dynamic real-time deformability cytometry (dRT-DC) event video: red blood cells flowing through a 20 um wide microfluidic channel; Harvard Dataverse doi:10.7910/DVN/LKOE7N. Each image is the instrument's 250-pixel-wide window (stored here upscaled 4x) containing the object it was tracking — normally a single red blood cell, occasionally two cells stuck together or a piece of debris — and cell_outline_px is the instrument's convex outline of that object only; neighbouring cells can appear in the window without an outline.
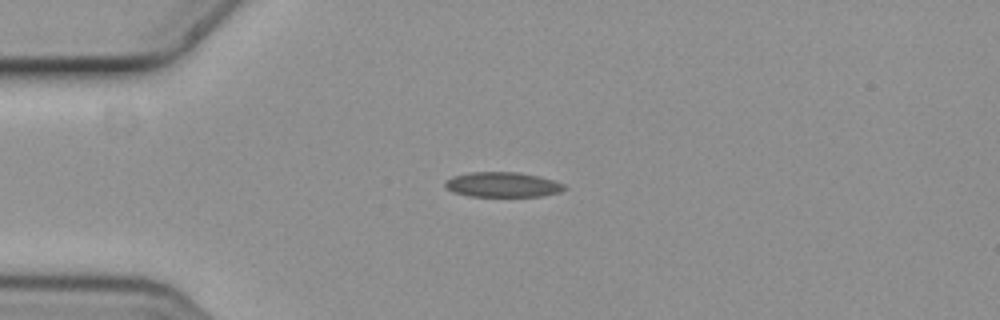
{"species": "common noctule bat (a hibernating species)", "species_latin": "Nyctalus noctula", "temperature_condition": "cold", "stored_images_in_passage": 7, "camera_frame_rate_fps": 3000, "um_per_image_px": 0.085, "animal": {"sex": "female", "body_mass_g": 19.3, "forearm_length_mm": 54.1}, "frame": {"image": 1, "passage_image": 4, "time_ms": 1.0, "image_size_px": [1000, 320], "cell_outline_px": [[568, 188], [560, 192], [544, 196], [468, 196], [452, 192], [444, 184], [444, 180], [452, 176], [468, 172], [520, 172], [552, 180], [564, 184]], "centroid_in_image_um": [42.7, 15.69], "position_along_channel_um": 42.3, "area_um2": 17.46}}
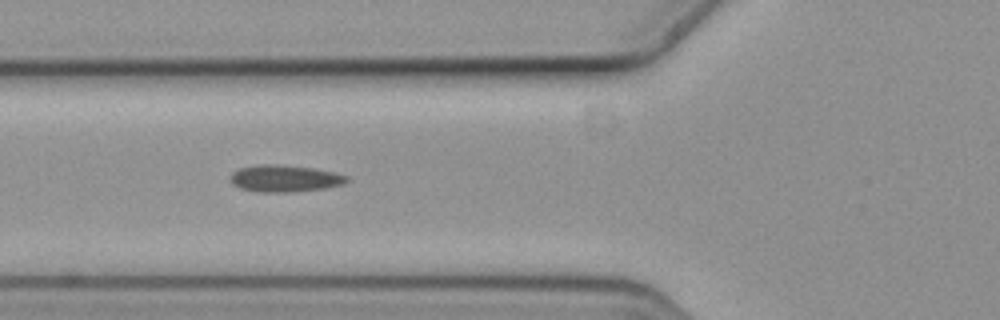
{"frame": {"image": 2, "passage_image": 6, "time_ms": 1.667, "image_size_px": [1000, 320], "cell_outline_px": [[348, 180], [344, 184], [324, 188], [292, 192], [256, 192], [240, 188], [232, 184], [228, 180], [232, 172], [240, 168], [260, 164], [276, 164], [312, 168], [332, 172], [348, 176]], "centroid_in_image_um": [24.15, 15.17], "position_along_channel_um": 101.7, "area_um2": 18.26}}
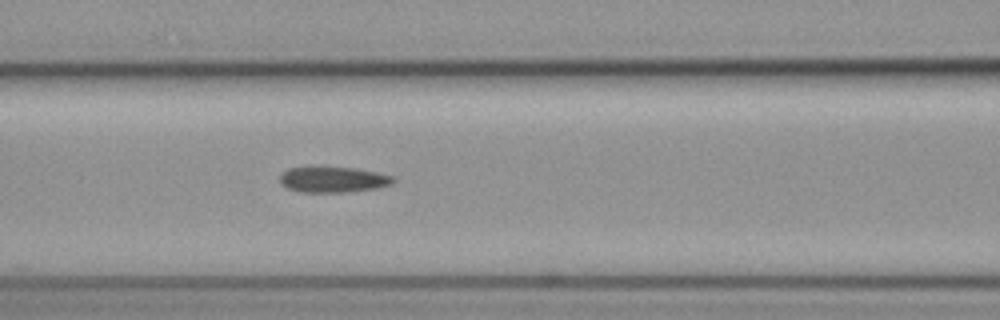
{"frame": {"image": 3, "passage_image": 7, "time_ms": 2.0, "image_size_px": [1000, 320], "cell_outline_px": [[396, 180], [392, 184], [376, 188], [344, 192], [300, 192], [288, 188], [280, 184], [280, 172], [288, 168], [356, 168], [376, 172], [392, 176]], "centroid_in_image_um": [28.29, 15.27], "position_along_channel_um": 138.3, "area_um2": 16.76}}